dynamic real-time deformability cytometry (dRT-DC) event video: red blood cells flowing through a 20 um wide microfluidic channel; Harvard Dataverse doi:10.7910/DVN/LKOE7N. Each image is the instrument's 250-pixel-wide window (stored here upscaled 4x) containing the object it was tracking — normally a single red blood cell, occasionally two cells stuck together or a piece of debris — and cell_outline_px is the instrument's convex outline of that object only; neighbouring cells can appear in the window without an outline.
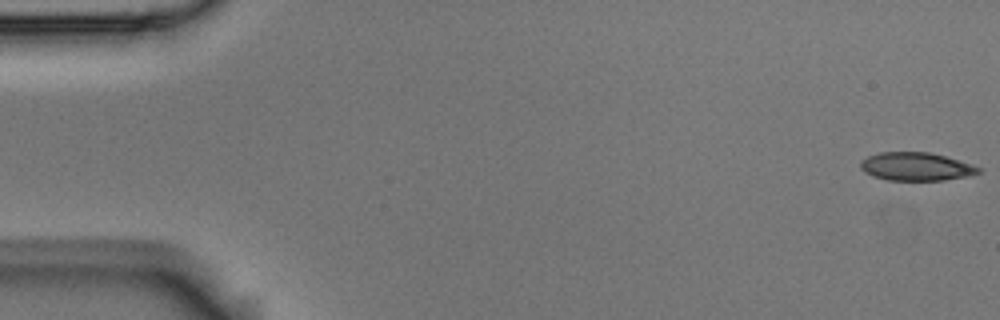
{"species": "Egyptian fruit bat (a non-hibernating species)", "species_latin": "Rousettus aegyptiacus", "temperature_condition": "room temperature", "stored_images_in_passage": 54, "camera_frame_rate_fps": 3000, "um_per_image_px": 0.085, "animal": {"sex": "male"}, "frame": {"image": 1, "passage_image": 1, "time_ms": 0.0, "image_size_px": [1000, 320], "cell_outline_px": [[980, 172], [972, 176], [944, 180], [888, 180], [872, 176], [864, 172], [860, 168], [860, 160], [868, 156], [880, 152], [928, 152], [944, 156], [972, 164], [980, 168]], "centroid_in_image_um": [77.85, 14.16], "position_along_channel_um": 7.1, "area_um2": 19.48}}
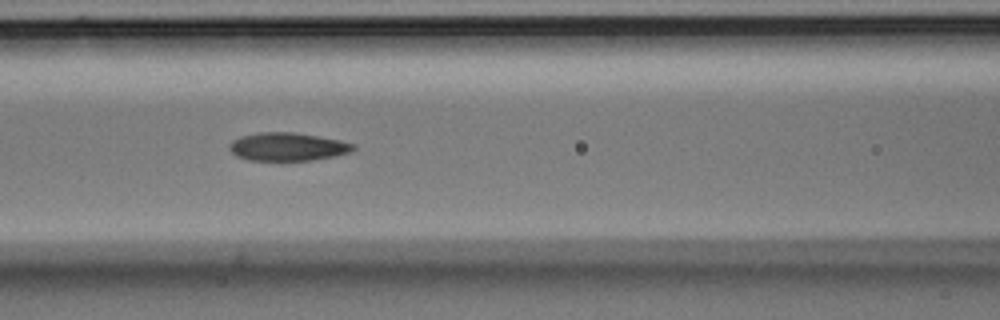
{"frame": {"image": 2, "passage_image": 23, "time_ms": 7.333, "image_size_px": [1000, 320], "cell_outline_px": [[356, 148], [348, 152], [336, 156], [312, 160], [248, 160], [236, 156], [228, 148], [228, 144], [232, 140], [240, 136], [260, 132], [292, 132], [340, 140], [356, 144]], "centroid_in_image_um": [24.42, 12.47], "position_along_channel_um": 142.2, "area_um2": 20.35}}
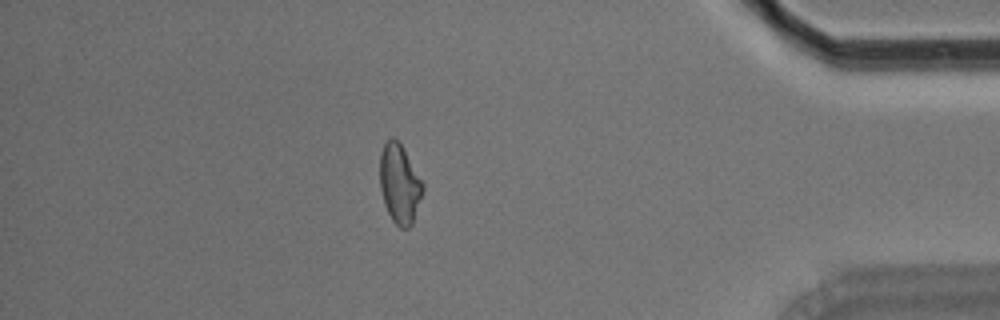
{"frame": {"image": 3, "passage_image": 47, "time_ms": 15.333, "image_size_px": [1000, 320], "cell_outline_px": [[424, 188], [412, 224], [408, 228], [400, 228], [392, 220], [384, 204], [380, 188], [380, 152], [384, 144], [392, 136], [400, 144], [424, 184]], "centroid_in_image_um": [33.95, 15.65], "position_along_channel_um": 401.3, "area_um2": 19.54}, "authors_computed_cell_mechanics": {"area_um2": 20.3745, "velocity_mm_per_s": 3.7321, "shape_relaxation_time_tau1_ms": 5.5774, "shape_relaxation_time_tau2_ms": 6.0746, "deformation_change_tau1": 0.13, "deformation_change_tau2": 0.1183}}